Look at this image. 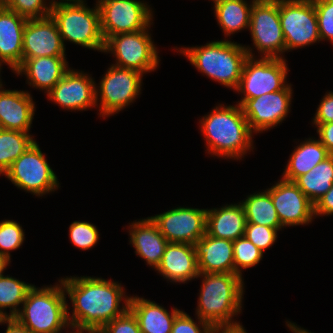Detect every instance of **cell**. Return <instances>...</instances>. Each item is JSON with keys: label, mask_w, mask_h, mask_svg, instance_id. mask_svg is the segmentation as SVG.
Returning a JSON list of instances; mask_svg holds the SVG:
<instances>
[{"label": "cell", "mask_w": 333, "mask_h": 333, "mask_svg": "<svg viewBox=\"0 0 333 333\" xmlns=\"http://www.w3.org/2000/svg\"><path fill=\"white\" fill-rule=\"evenodd\" d=\"M143 77L137 70L111 64L95 85L97 114L105 119L132 105L141 94Z\"/></svg>", "instance_id": "cell-8"}, {"label": "cell", "mask_w": 333, "mask_h": 333, "mask_svg": "<svg viewBox=\"0 0 333 333\" xmlns=\"http://www.w3.org/2000/svg\"><path fill=\"white\" fill-rule=\"evenodd\" d=\"M247 223L265 225L275 229H284L279 221L271 195L267 189L248 194L242 201Z\"/></svg>", "instance_id": "cell-30"}, {"label": "cell", "mask_w": 333, "mask_h": 333, "mask_svg": "<svg viewBox=\"0 0 333 333\" xmlns=\"http://www.w3.org/2000/svg\"><path fill=\"white\" fill-rule=\"evenodd\" d=\"M150 217L168 242L194 245L206 234L207 209L179 206Z\"/></svg>", "instance_id": "cell-15"}, {"label": "cell", "mask_w": 333, "mask_h": 333, "mask_svg": "<svg viewBox=\"0 0 333 333\" xmlns=\"http://www.w3.org/2000/svg\"><path fill=\"white\" fill-rule=\"evenodd\" d=\"M287 328L292 332V333H314V332H309V330L304 329L303 327H300L299 325L295 324L294 322L285 321Z\"/></svg>", "instance_id": "cell-47"}, {"label": "cell", "mask_w": 333, "mask_h": 333, "mask_svg": "<svg viewBox=\"0 0 333 333\" xmlns=\"http://www.w3.org/2000/svg\"><path fill=\"white\" fill-rule=\"evenodd\" d=\"M312 123L333 122V91H328L321 98Z\"/></svg>", "instance_id": "cell-41"}, {"label": "cell", "mask_w": 333, "mask_h": 333, "mask_svg": "<svg viewBox=\"0 0 333 333\" xmlns=\"http://www.w3.org/2000/svg\"><path fill=\"white\" fill-rule=\"evenodd\" d=\"M50 15L58 25L64 46L66 41L103 53L105 40L97 3L92 8L87 3H53Z\"/></svg>", "instance_id": "cell-6"}, {"label": "cell", "mask_w": 333, "mask_h": 333, "mask_svg": "<svg viewBox=\"0 0 333 333\" xmlns=\"http://www.w3.org/2000/svg\"><path fill=\"white\" fill-rule=\"evenodd\" d=\"M60 281L72 305L70 308V303H67L70 324L97 333L106 323L129 308L131 296L126 295L122 283L112 281L111 278L108 280L102 277L73 275L61 277Z\"/></svg>", "instance_id": "cell-1"}, {"label": "cell", "mask_w": 333, "mask_h": 333, "mask_svg": "<svg viewBox=\"0 0 333 333\" xmlns=\"http://www.w3.org/2000/svg\"><path fill=\"white\" fill-rule=\"evenodd\" d=\"M206 233L216 238L237 240L245 235L247 224L245 210L241 202L225 204L220 208H206Z\"/></svg>", "instance_id": "cell-25"}, {"label": "cell", "mask_w": 333, "mask_h": 333, "mask_svg": "<svg viewBox=\"0 0 333 333\" xmlns=\"http://www.w3.org/2000/svg\"><path fill=\"white\" fill-rule=\"evenodd\" d=\"M133 33H120L105 40L103 52L114 56L113 65L134 69L142 74L156 71L159 63V50L152 40L151 26Z\"/></svg>", "instance_id": "cell-9"}, {"label": "cell", "mask_w": 333, "mask_h": 333, "mask_svg": "<svg viewBox=\"0 0 333 333\" xmlns=\"http://www.w3.org/2000/svg\"><path fill=\"white\" fill-rule=\"evenodd\" d=\"M63 330L64 331L68 330V332L66 331V333H95L94 331H92L90 329L83 328L81 326H77V325L70 324V323H68V325L64 329H61L55 333H65V332H63Z\"/></svg>", "instance_id": "cell-46"}, {"label": "cell", "mask_w": 333, "mask_h": 333, "mask_svg": "<svg viewBox=\"0 0 333 333\" xmlns=\"http://www.w3.org/2000/svg\"><path fill=\"white\" fill-rule=\"evenodd\" d=\"M129 224L127 226L129 244L134 248L135 254L145 260L146 265L156 270L169 242L160 233L151 217L135 220Z\"/></svg>", "instance_id": "cell-22"}, {"label": "cell", "mask_w": 333, "mask_h": 333, "mask_svg": "<svg viewBox=\"0 0 333 333\" xmlns=\"http://www.w3.org/2000/svg\"><path fill=\"white\" fill-rule=\"evenodd\" d=\"M208 333H247L241 323L234 325H211Z\"/></svg>", "instance_id": "cell-44"}, {"label": "cell", "mask_w": 333, "mask_h": 333, "mask_svg": "<svg viewBox=\"0 0 333 333\" xmlns=\"http://www.w3.org/2000/svg\"><path fill=\"white\" fill-rule=\"evenodd\" d=\"M155 271L171 284L197 279L200 273L194 245L169 242Z\"/></svg>", "instance_id": "cell-20"}, {"label": "cell", "mask_w": 333, "mask_h": 333, "mask_svg": "<svg viewBox=\"0 0 333 333\" xmlns=\"http://www.w3.org/2000/svg\"><path fill=\"white\" fill-rule=\"evenodd\" d=\"M194 247L199 273H234L233 241L206 233Z\"/></svg>", "instance_id": "cell-24"}, {"label": "cell", "mask_w": 333, "mask_h": 333, "mask_svg": "<svg viewBox=\"0 0 333 333\" xmlns=\"http://www.w3.org/2000/svg\"><path fill=\"white\" fill-rule=\"evenodd\" d=\"M11 261H9L5 256L0 255V276L3 275L7 267L10 265Z\"/></svg>", "instance_id": "cell-48"}, {"label": "cell", "mask_w": 333, "mask_h": 333, "mask_svg": "<svg viewBox=\"0 0 333 333\" xmlns=\"http://www.w3.org/2000/svg\"><path fill=\"white\" fill-rule=\"evenodd\" d=\"M5 324L7 329L4 333H31L25 326L19 323L15 318H2L0 325Z\"/></svg>", "instance_id": "cell-45"}, {"label": "cell", "mask_w": 333, "mask_h": 333, "mask_svg": "<svg viewBox=\"0 0 333 333\" xmlns=\"http://www.w3.org/2000/svg\"><path fill=\"white\" fill-rule=\"evenodd\" d=\"M0 0V5L27 18H45L50 16L53 0Z\"/></svg>", "instance_id": "cell-35"}, {"label": "cell", "mask_w": 333, "mask_h": 333, "mask_svg": "<svg viewBox=\"0 0 333 333\" xmlns=\"http://www.w3.org/2000/svg\"><path fill=\"white\" fill-rule=\"evenodd\" d=\"M315 125L318 139L326 147L330 154H333V122L330 123H312Z\"/></svg>", "instance_id": "cell-43"}, {"label": "cell", "mask_w": 333, "mask_h": 333, "mask_svg": "<svg viewBox=\"0 0 333 333\" xmlns=\"http://www.w3.org/2000/svg\"><path fill=\"white\" fill-rule=\"evenodd\" d=\"M248 31L253 43L244 45L249 57L285 59V38L279 18V0H256L250 12Z\"/></svg>", "instance_id": "cell-7"}, {"label": "cell", "mask_w": 333, "mask_h": 333, "mask_svg": "<svg viewBox=\"0 0 333 333\" xmlns=\"http://www.w3.org/2000/svg\"><path fill=\"white\" fill-rule=\"evenodd\" d=\"M209 113V114H208ZM199 120V130L211 157L242 160L254 152V132L239 104L219 103Z\"/></svg>", "instance_id": "cell-2"}, {"label": "cell", "mask_w": 333, "mask_h": 333, "mask_svg": "<svg viewBox=\"0 0 333 333\" xmlns=\"http://www.w3.org/2000/svg\"><path fill=\"white\" fill-rule=\"evenodd\" d=\"M72 68L46 94V98L60 106L62 110L71 112L97 108L95 90L97 82L91 74Z\"/></svg>", "instance_id": "cell-16"}, {"label": "cell", "mask_w": 333, "mask_h": 333, "mask_svg": "<svg viewBox=\"0 0 333 333\" xmlns=\"http://www.w3.org/2000/svg\"><path fill=\"white\" fill-rule=\"evenodd\" d=\"M145 0H96L104 40L120 33H133L153 23L154 11ZM151 6V7H150Z\"/></svg>", "instance_id": "cell-13"}, {"label": "cell", "mask_w": 333, "mask_h": 333, "mask_svg": "<svg viewBox=\"0 0 333 333\" xmlns=\"http://www.w3.org/2000/svg\"><path fill=\"white\" fill-rule=\"evenodd\" d=\"M330 153L315 137L305 138L297 143L289 155V159L281 178L293 182L297 177L308 173L314 166L327 158Z\"/></svg>", "instance_id": "cell-27"}, {"label": "cell", "mask_w": 333, "mask_h": 333, "mask_svg": "<svg viewBox=\"0 0 333 333\" xmlns=\"http://www.w3.org/2000/svg\"><path fill=\"white\" fill-rule=\"evenodd\" d=\"M256 0H225L213 6L214 17L224 33V39L249 28L250 12ZM227 37V38H226Z\"/></svg>", "instance_id": "cell-28"}, {"label": "cell", "mask_w": 333, "mask_h": 333, "mask_svg": "<svg viewBox=\"0 0 333 333\" xmlns=\"http://www.w3.org/2000/svg\"><path fill=\"white\" fill-rule=\"evenodd\" d=\"M194 320L182 310L174 319L171 333H208L211 324L195 316Z\"/></svg>", "instance_id": "cell-40"}, {"label": "cell", "mask_w": 333, "mask_h": 333, "mask_svg": "<svg viewBox=\"0 0 333 333\" xmlns=\"http://www.w3.org/2000/svg\"><path fill=\"white\" fill-rule=\"evenodd\" d=\"M287 60L282 58L249 57L245 60L239 85L235 90L244 100L283 90L289 83Z\"/></svg>", "instance_id": "cell-11"}, {"label": "cell", "mask_w": 333, "mask_h": 333, "mask_svg": "<svg viewBox=\"0 0 333 333\" xmlns=\"http://www.w3.org/2000/svg\"><path fill=\"white\" fill-rule=\"evenodd\" d=\"M96 225L89 221H73L69 226V240L76 248L90 250L100 240Z\"/></svg>", "instance_id": "cell-36"}, {"label": "cell", "mask_w": 333, "mask_h": 333, "mask_svg": "<svg viewBox=\"0 0 333 333\" xmlns=\"http://www.w3.org/2000/svg\"><path fill=\"white\" fill-rule=\"evenodd\" d=\"M25 240L23 227L15 220L0 221V255L11 261L10 251L21 248Z\"/></svg>", "instance_id": "cell-34"}, {"label": "cell", "mask_w": 333, "mask_h": 333, "mask_svg": "<svg viewBox=\"0 0 333 333\" xmlns=\"http://www.w3.org/2000/svg\"><path fill=\"white\" fill-rule=\"evenodd\" d=\"M35 141L30 132L0 128V175L3 176Z\"/></svg>", "instance_id": "cell-31"}, {"label": "cell", "mask_w": 333, "mask_h": 333, "mask_svg": "<svg viewBox=\"0 0 333 333\" xmlns=\"http://www.w3.org/2000/svg\"><path fill=\"white\" fill-rule=\"evenodd\" d=\"M267 190L284 228L304 226L314 221V204L294 182L281 178Z\"/></svg>", "instance_id": "cell-17"}, {"label": "cell", "mask_w": 333, "mask_h": 333, "mask_svg": "<svg viewBox=\"0 0 333 333\" xmlns=\"http://www.w3.org/2000/svg\"><path fill=\"white\" fill-rule=\"evenodd\" d=\"M195 315L211 325H234L242 313L244 277L236 273H200ZM235 318V319H233Z\"/></svg>", "instance_id": "cell-3"}, {"label": "cell", "mask_w": 333, "mask_h": 333, "mask_svg": "<svg viewBox=\"0 0 333 333\" xmlns=\"http://www.w3.org/2000/svg\"><path fill=\"white\" fill-rule=\"evenodd\" d=\"M279 18L285 52L321 42L313 0H279Z\"/></svg>", "instance_id": "cell-12"}, {"label": "cell", "mask_w": 333, "mask_h": 333, "mask_svg": "<svg viewBox=\"0 0 333 333\" xmlns=\"http://www.w3.org/2000/svg\"><path fill=\"white\" fill-rule=\"evenodd\" d=\"M28 19L0 5V71L8 65L12 73L23 56V34Z\"/></svg>", "instance_id": "cell-23"}, {"label": "cell", "mask_w": 333, "mask_h": 333, "mask_svg": "<svg viewBox=\"0 0 333 333\" xmlns=\"http://www.w3.org/2000/svg\"><path fill=\"white\" fill-rule=\"evenodd\" d=\"M210 1V0H209ZM213 2V6L216 5L219 2L225 1V0H211Z\"/></svg>", "instance_id": "cell-50"}, {"label": "cell", "mask_w": 333, "mask_h": 333, "mask_svg": "<svg viewBox=\"0 0 333 333\" xmlns=\"http://www.w3.org/2000/svg\"><path fill=\"white\" fill-rule=\"evenodd\" d=\"M66 298L60 279L55 285L36 287L34 284L14 318L31 333H55L69 323Z\"/></svg>", "instance_id": "cell-5"}, {"label": "cell", "mask_w": 333, "mask_h": 333, "mask_svg": "<svg viewBox=\"0 0 333 333\" xmlns=\"http://www.w3.org/2000/svg\"><path fill=\"white\" fill-rule=\"evenodd\" d=\"M129 309L134 313L142 333H171L174 319L182 311L172 307L170 311L154 300L132 295Z\"/></svg>", "instance_id": "cell-26"}, {"label": "cell", "mask_w": 333, "mask_h": 333, "mask_svg": "<svg viewBox=\"0 0 333 333\" xmlns=\"http://www.w3.org/2000/svg\"><path fill=\"white\" fill-rule=\"evenodd\" d=\"M293 182L315 204L333 185V154Z\"/></svg>", "instance_id": "cell-29"}, {"label": "cell", "mask_w": 333, "mask_h": 333, "mask_svg": "<svg viewBox=\"0 0 333 333\" xmlns=\"http://www.w3.org/2000/svg\"><path fill=\"white\" fill-rule=\"evenodd\" d=\"M86 0H53V3H86Z\"/></svg>", "instance_id": "cell-49"}, {"label": "cell", "mask_w": 333, "mask_h": 333, "mask_svg": "<svg viewBox=\"0 0 333 333\" xmlns=\"http://www.w3.org/2000/svg\"><path fill=\"white\" fill-rule=\"evenodd\" d=\"M280 230L283 229H275L265 225L247 223L244 236L264 253V251L276 243L278 232Z\"/></svg>", "instance_id": "cell-37"}, {"label": "cell", "mask_w": 333, "mask_h": 333, "mask_svg": "<svg viewBox=\"0 0 333 333\" xmlns=\"http://www.w3.org/2000/svg\"><path fill=\"white\" fill-rule=\"evenodd\" d=\"M65 51L58 25L51 15L26 21L22 60L43 56H67Z\"/></svg>", "instance_id": "cell-18"}, {"label": "cell", "mask_w": 333, "mask_h": 333, "mask_svg": "<svg viewBox=\"0 0 333 333\" xmlns=\"http://www.w3.org/2000/svg\"><path fill=\"white\" fill-rule=\"evenodd\" d=\"M264 253L245 236L233 241L234 273L240 277L245 269L257 266Z\"/></svg>", "instance_id": "cell-33"}, {"label": "cell", "mask_w": 333, "mask_h": 333, "mask_svg": "<svg viewBox=\"0 0 333 333\" xmlns=\"http://www.w3.org/2000/svg\"><path fill=\"white\" fill-rule=\"evenodd\" d=\"M0 81V128L30 132L35 115V102L27 90L4 89Z\"/></svg>", "instance_id": "cell-19"}, {"label": "cell", "mask_w": 333, "mask_h": 333, "mask_svg": "<svg viewBox=\"0 0 333 333\" xmlns=\"http://www.w3.org/2000/svg\"><path fill=\"white\" fill-rule=\"evenodd\" d=\"M321 41L333 45V0H313Z\"/></svg>", "instance_id": "cell-38"}, {"label": "cell", "mask_w": 333, "mask_h": 333, "mask_svg": "<svg viewBox=\"0 0 333 333\" xmlns=\"http://www.w3.org/2000/svg\"><path fill=\"white\" fill-rule=\"evenodd\" d=\"M314 215L317 217L333 215V185L315 204Z\"/></svg>", "instance_id": "cell-42"}, {"label": "cell", "mask_w": 333, "mask_h": 333, "mask_svg": "<svg viewBox=\"0 0 333 333\" xmlns=\"http://www.w3.org/2000/svg\"><path fill=\"white\" fill-rule=\"evenodd\" d=\"M40 145L35 141L3 176L10 180L18 189L42 197L54 193L61 187L56 173L42 153Z\"/></svg>", "instance_id": "cell-10"}, {"label": "cell", "mask_w": 333, "mask_h": 333, "mask_svg": "<svg viewBox=\"0 0 333 333\" xmlns=\"http://www.w3.org/2000/svg\"><path fill=\"white\" fill-rule=\"evenodd\" d=\"M66 56H43L22 60L13 72L26 77V84L47 94L70 69Z\"/></svg>", "instance_id": "cell-21"}, {"label": "cell", "mask_w": 333, "mask_h": 333, "mask_svg": "<svg viewBox=\"0 0 333 333\" xmlns=\"http://www.w3.org/2000/svg\"><path fill=\"white\" fill-rule=\"evenodd\" d=\"M97 333H142L134 313L128 308L123 314L106 323Z\"/></svg>", "instance_id": "cell-39"}, {"label": "cell", "mask_w": 333, "mask_h": 333, "mask_svg": "<svg viewBox=\"0 0 333 333\" xmlns=\"http://www.w3.org/2000/svg\"><path fill=\"white\" fill-rule=\"evenodd\" d=\"M293 92L289 83L283 90L244 100L240 106L250 129L262 134L281 125L291 111Z\"/></svg>", "instance_id": "cell-14"}, {"label": "cell", "mask_w": 333, "mask_h": 333, "mask_svg": "<svg viewBox=\"0 0 333 333\" xmlns=\"http://www.w3.org/2000/svg\"><path fill=\"white\" fill-rule=\"evenodd\" d=\"M34 284L21 281L14 276H0V316L1 318H14L25 301L27 292ZM9 308L10 312H6Z\"/></svg>", "instance_id": "cell-32"}, {"label": "cell", "mask_w": 333, "mask_h": 333, "mask_svg": "<svg viewBox=\"0 0 333 333\" xmlns=\"http://www.w3.org/2000/svg\"><path fill=\"white\" fill-rule=\"evenodd\" d=\"M174 49L186 57L202 75L235 92L248 58L243 44L223 39L202 46H176Z\"/></svg>", "instance_id": "cell-4"}]
</instances>
